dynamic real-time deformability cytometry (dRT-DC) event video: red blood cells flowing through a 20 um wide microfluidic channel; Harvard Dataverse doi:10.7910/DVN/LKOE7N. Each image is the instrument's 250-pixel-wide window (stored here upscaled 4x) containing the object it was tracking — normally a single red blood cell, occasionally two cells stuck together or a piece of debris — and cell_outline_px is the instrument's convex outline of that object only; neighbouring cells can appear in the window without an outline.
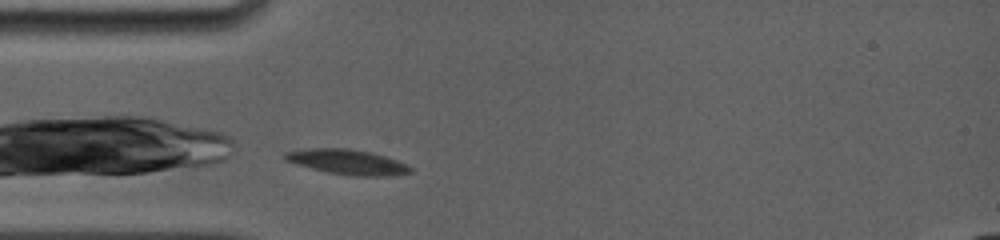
{"species": "common noctule bat (a hibernating species)", "species_latin": "Nyctalus noctula", "temperature_condition": "room temperature", "stored_images_in_passage": 19, "camera_frame_rate_fps": 5000, "um_per_image_px": 0.085, "animal": {"sex": "female", "body_mass_g": 19.0, "forearm_length_mm": 56.7}, "frame": {"image": 1, "passage_image": 1, "time_ms": 0.0, "image_size_px": [1000, 240], "cell_outline_px": [[412, 172], [392, 176], [356, 176], [328, 172], [296, 164], [284, 160], [284, 152], [308, 148], [348, 148], [372, 152], [408, 164], [412, 168]], "centroid_in_image_um": [29.55, 13.76], "position_along_channel_um": 55.5, "area_um2": 18.32}}
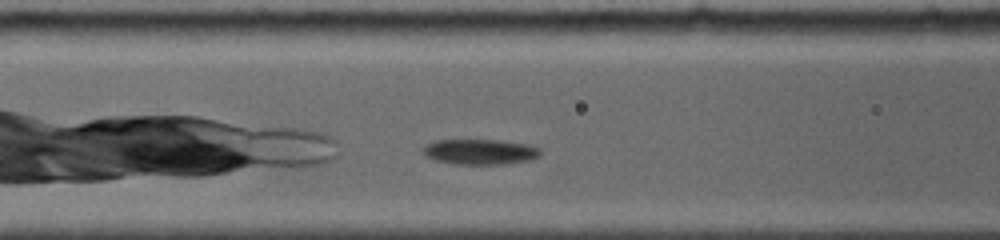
{"frame": {"image": 2, "passage_image": 5, "time_ms": 2.0, "image_size_px": [1000, 240], "cell_outline_px": [[540, 156], [532, 160], [508, 164], [452, 164], [436, 160], [428, 156], [424, 152], [424, 148], [428, 144], [436, 140], [500, 140], [524, 144], [540, 148]], "centroid_in_image_um": [40.86, 12.91], "position_along_channel_um": 125.7, "area_um2": 17.22}}
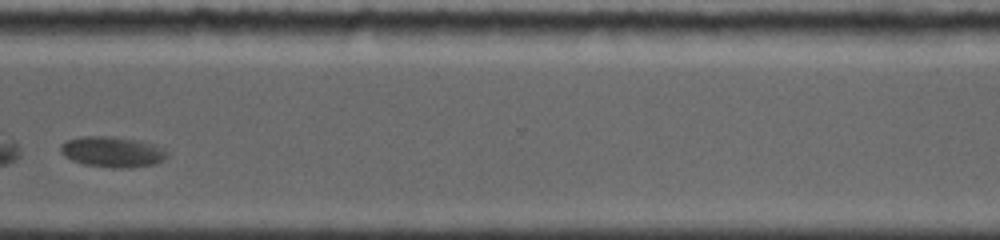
{"frame": {"image": 3, "passage_image": 18, "time_ms": 8.4, "image_size_px": [1000, 240], "cell_outline_px": [[168, 152], [164, 160], [156, 164], [128, 168], [112, 168], [84, 164], [72, 160], [60, 152], [60, 144], [68, 140], [84, 136], [104, 136], [132, 140], [148, 144], [160, 148]], "centroid_in_image_um": [9.51, 12.93], "position_along_channel_um": 361.1, "area_um2": 18.55}}